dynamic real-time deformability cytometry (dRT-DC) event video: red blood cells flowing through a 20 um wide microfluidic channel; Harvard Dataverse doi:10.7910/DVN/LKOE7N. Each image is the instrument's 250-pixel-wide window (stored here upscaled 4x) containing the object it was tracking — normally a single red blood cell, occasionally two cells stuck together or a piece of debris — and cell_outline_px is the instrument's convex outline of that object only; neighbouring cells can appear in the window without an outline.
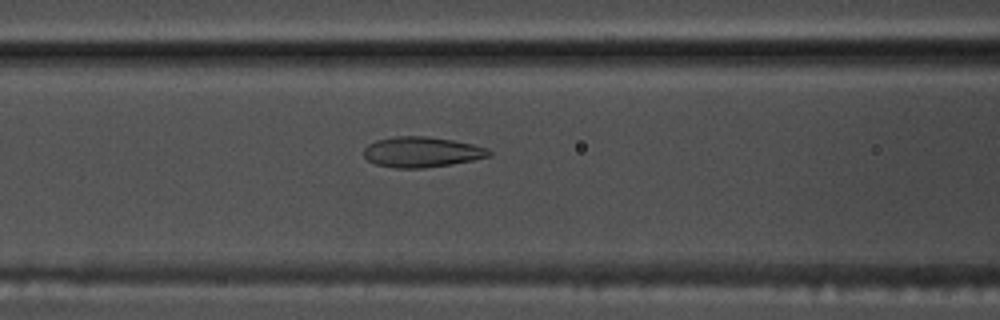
{"species": "common noctule bat (a hibernating species)", "species_latin": "Nyctalus noctula", "temperature_condition": "warm", "stored_images_in_passage": 37, "camera_frame_rate_fps": 3000, "um_per_image_px": 0.085, "animal": {"sex": "male", "body_mass_g": 17.5, "forearm_length_mm": 52.3}, "frame": {"image": 1, "passage_image": 6, "time_ms": 1.667, "image_size_px": [1000, 320], "cell_outline_px": [[492, 156], [472, 160], [424, 168], [392, 168], [376, 164], [368, 160], [364, 156], [364, 148], [368, 144], [376, 140], [396, 136], [428, 136], [452, 140], [472, 144], [488, 148], [492, 152]], "centroid_in_image_um": [35.84, 12.92], "position_along_channel_um": 130.8, "area_um2": 22.2}}
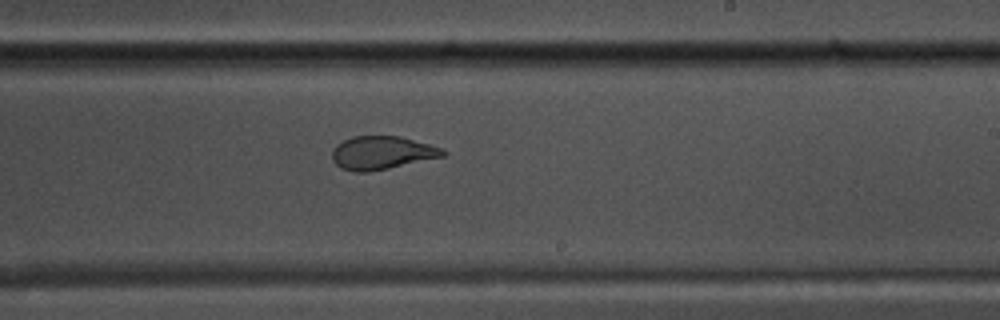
{"frame": {"image": 2, "passage_image": 16, "time_ms": 5.0, "image_size_px": [1000, 320], "cell_outline_px": [[448, 152], [444, 156], [388, 168], [368, 172], [352, 172], [340, 168], [332, 160], [332, 148], [336, 144], [352, 136], [400, 136], [444, 148]], "centroid_in_image_um": [32.44, 12.98], "position_along_channel_um": 256.6, "area_um2": 21.62}}
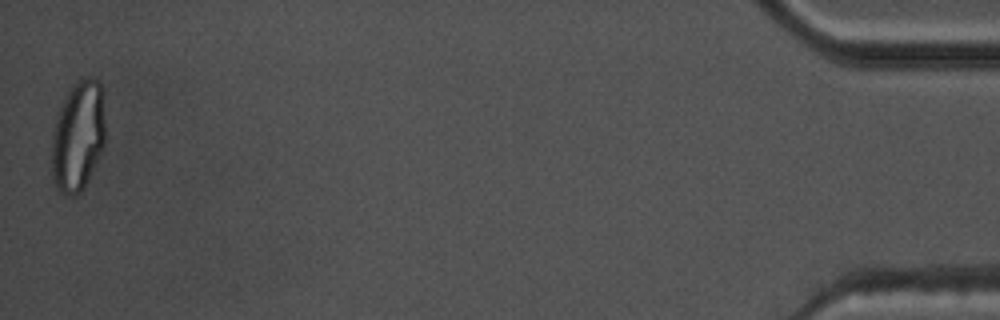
{"frame": {"image": 3, "passage_image": 37, "time_ms": 12.0, "image_size_px": [1000, 320], "cell_outline_px": [[104, 148], [80, 192], [76, 196], [68, 196], [56, 184], [52, 176], [52, 136], [56, 116], [72, 84], [88, 76], [92, 76], [100, 84], [104, 92]], "centroid_in_image_um": [6.65, 11.52], "position_along_channel_um": 428.5, "area_um2": 34.28}, "authors_computed_cell_mechanics": {"area_um2": 22.8888, "velocity_mm_per_s": 3.7801, "shape_relaxation_time_tau1_ms": null, "shape_relaxation_time_tau2_ms": 0.9808, "deformation_change_tau1": null, "deformation_change_tau2": 0.0794}}